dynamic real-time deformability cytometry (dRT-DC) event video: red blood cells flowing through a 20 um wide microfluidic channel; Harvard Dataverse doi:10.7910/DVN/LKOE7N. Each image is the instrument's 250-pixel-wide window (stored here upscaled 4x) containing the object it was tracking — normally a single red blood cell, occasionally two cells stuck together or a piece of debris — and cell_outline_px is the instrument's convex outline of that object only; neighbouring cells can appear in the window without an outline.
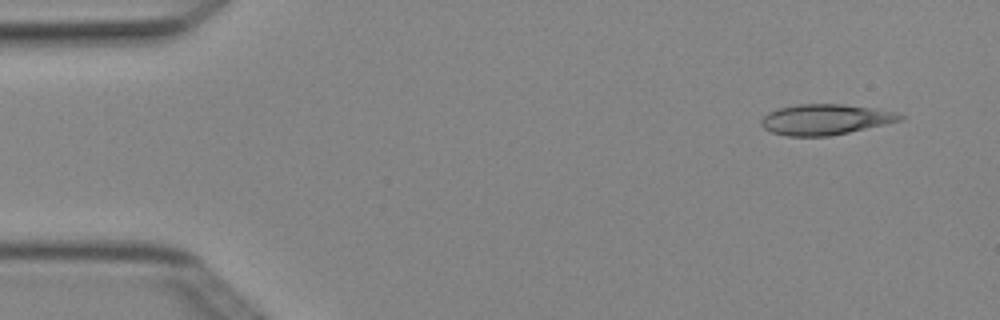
{"species": "Egyptian fruit bat (a non-hibernating species)", "species_latin": "Rousettus aegyptiacus", "temperature_condition": "cold", "stored_images_in_passage": 3, "camera_frame_rate_fps": 3000, "um_per_image_px": 0.085, "animal": {"sex": "female"}, "frame": {"image": 1, "passage_image": 1, "time_ms": 0.0, "image_size_px": [1000, 320], "cell_outline_px": [[904, 120], [848, 132], [828, 136], [788, 136], [772, 132], [764, 128], [760, 124], [760, 120], [768, 112], [776, 108], [800, 104], [844, 104], [872, 108], [896, 112], [904, 116]], "centroid_in_image_um": [70.13, 10.15], "position_along_channel_um": 14.9, "area_um2": 24.68}}
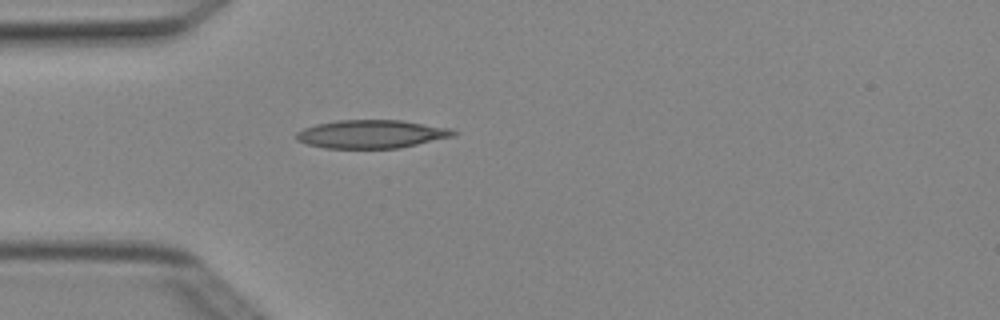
{"frame": {"image": 2, "passage_image": 3, "time_ms": 0.667, "image_size_px": [1000, 320], "cell_outline_px": [[460, 132], [456, 136], [400, 148], [324, 148], [308, 144], [296, 140], [296, 132], [304, 128], [316, 124], [336, 120], [400, 120], [448, 128]], "centroid_in_image_um": [31.59, 11.4], "position_along_channel_um": 53.4, "area_um2": 25.95}}